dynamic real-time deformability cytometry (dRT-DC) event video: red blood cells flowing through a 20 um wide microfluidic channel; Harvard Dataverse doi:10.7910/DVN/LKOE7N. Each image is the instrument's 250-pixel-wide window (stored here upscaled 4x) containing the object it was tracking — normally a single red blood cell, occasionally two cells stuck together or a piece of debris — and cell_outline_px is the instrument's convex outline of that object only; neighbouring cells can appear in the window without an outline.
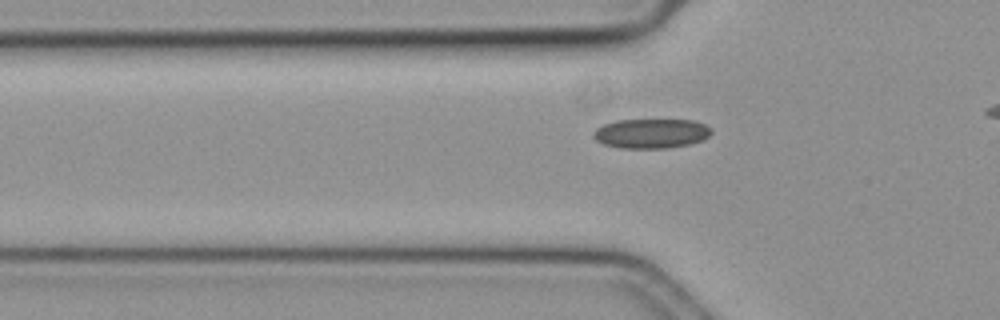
{"species": "common noctule bat (a hibernating species)", "species_latin": "Nyctalus noctula", "temperature_condition": "cold", "stored_images_in_passage": 36, "camera_frame_rate_fps": 3000, "um_per_image_px": 0.085, "animal": {"sex": "female", "body_mass_g": 19.3, "forearm_length_mm": 54.1}, "frame": {"image": 1, "passage_image": 5, "time_ms": 1.333, "image_size_px": [1000, 320], "cell_outline_px": [[712, 132], [704, 140], [688, 144], [668, 148], [620, 148], [604, 144], [596, 140], [592, 136], [592, 132], [596, 128], [604, 124], [616, 120], [692, 120], [704, 124], [712, 128]], "centroid_in_image_um": [55.34, 11.34], "position_along_channel_um": 70.5, "area_um2": 20.4}}
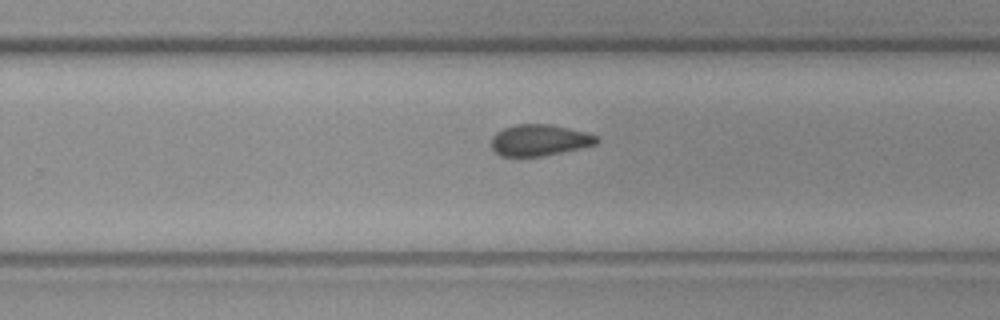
{"frame": {"image": 2, "passage_image": 23, "time_ms": 7.333, "image_size_px": [1000, 320], "cell_outline_px": [[600, 140], [596, 144], [544, 156], [500, 156], [492, 148], [492, 136], [496, 132], [504, 128], [516, 124], [552, 124], [584, 132], [596, 136]], "centroid_in_image_um": [45.83, 11.91], "position_along_channel_um": 284.0, "area_um2": 19.07}}
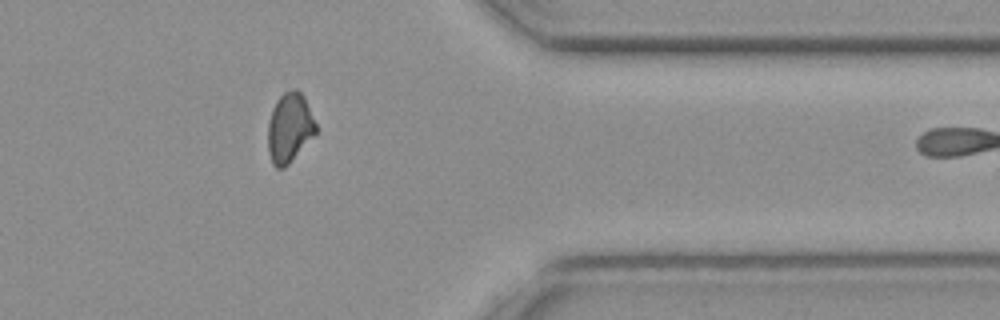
{"frame": {"image": 3, "passage_image": 33, "time_ms": 10.667, "image_size_px": [1000, 320], "cell_outline_px": [[316, 132], [288, 164], [284, 168], [276, 168], [272, 164], [268, 152], [268, 124], [272, 108], [276, 100], [284, 92], [292, 88], [296, 88], [304, 96], [316, 124]], "centroid_in_image_um": [24.58, 10.84], "position_along_channel_um": 386.8, "area_um2": 19.31}, "authors_computed_cell_mechanics": {"area_um2": 19.7387, "velocity_mm_per_s": 3.563, "shape_relaxation_time_tau1_ms": null, "shape_relaxation_time_tau2_ms": 8.017, "deformation_change_tau1": null, "deformation_change_tau2": 0.1261}}